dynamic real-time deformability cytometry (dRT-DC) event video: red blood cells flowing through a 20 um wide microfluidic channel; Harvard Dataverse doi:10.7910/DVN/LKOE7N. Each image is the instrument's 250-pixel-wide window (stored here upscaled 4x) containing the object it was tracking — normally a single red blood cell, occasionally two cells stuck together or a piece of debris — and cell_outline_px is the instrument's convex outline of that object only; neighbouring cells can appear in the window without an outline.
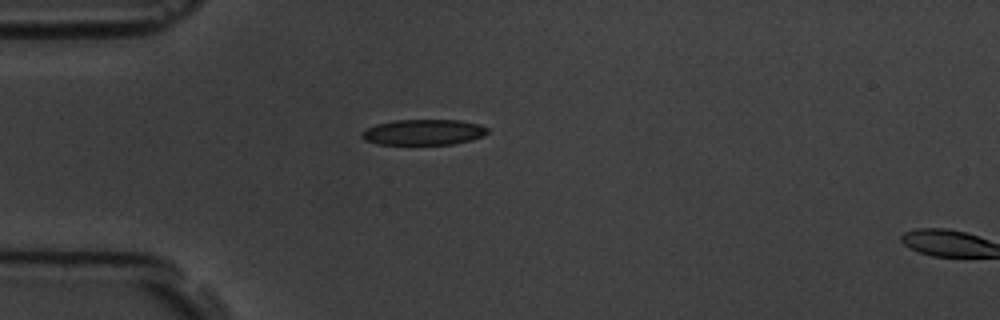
{"species": "common noctule bat (a hibernating species)", "species_latin": "Nyctalus noctula", "temperature_condition": "room temperature", "stored_images_in_passage": 6, "camera_frame_rate_fps": 3000, "um_per_image_px": 0.085, "animal": {"sex": "male", "body_mass_g": 19.5, "forearm_length_mm": 54.6}, "frame": {"image": 1, "passage_image": 6, "time_ms": 6.0, "image_size_px": [1000, 320], "cell_outline_px": [[488, 132], [484, 136], [472, 140], [452, 144], [380, 144], [364, 140], [360, 136], [360, 132], [376, 124], [396, 120], [460, 120], [480, 124], [488, 128]], "centroid_in_image_um": [36.02, 11.23], "position_along_channel_um": 49.0, "area_um2": 18.84}}